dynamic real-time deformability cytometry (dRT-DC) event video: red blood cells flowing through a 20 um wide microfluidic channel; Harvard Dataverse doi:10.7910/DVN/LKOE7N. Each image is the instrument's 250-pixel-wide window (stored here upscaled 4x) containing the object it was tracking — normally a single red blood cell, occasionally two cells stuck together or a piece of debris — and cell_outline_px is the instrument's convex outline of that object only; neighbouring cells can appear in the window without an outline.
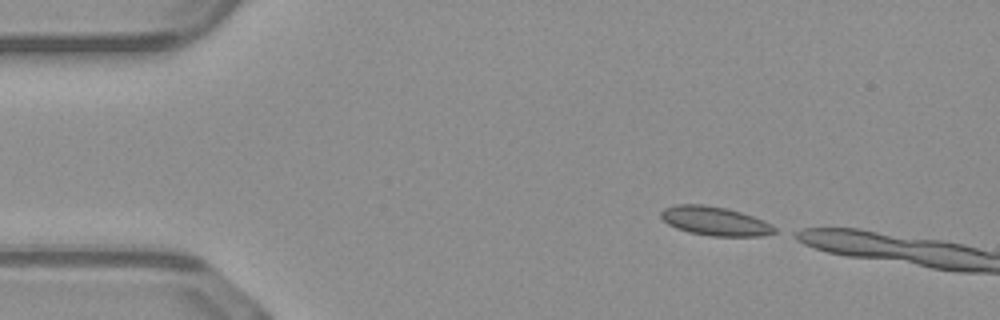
{"species": "common noctule bat (a hibernating species)", "species_latin": "Nyctalus noctula", "temperature_condition": "warm", "stored_images_in_passage": 9, "camera_frame_rate_fps": 3000, "um_per_image_px": 0.085, "animal": {"sex": "male", "body_mass_g": 23.1, "forearm_length_mm": 52.7}, "frame": {"image": 1, "passage_image": 1, "time_ms": 0.0, "image_size_px": [1000, 320], "cell_outline_px": [[776, 232], [764, 236], [712, 236], [688, 232], [676, 228], [668, 224], [660, 216], [660, 212], [664, 208], [676, 204], [704, 204], [728, 208], [764, 220], [772, 224], [776, 228]], "centroid_in_image_um": [60.77, 18.79], "position_along_channel_um": 24.2, "area_um2": 19.31}}